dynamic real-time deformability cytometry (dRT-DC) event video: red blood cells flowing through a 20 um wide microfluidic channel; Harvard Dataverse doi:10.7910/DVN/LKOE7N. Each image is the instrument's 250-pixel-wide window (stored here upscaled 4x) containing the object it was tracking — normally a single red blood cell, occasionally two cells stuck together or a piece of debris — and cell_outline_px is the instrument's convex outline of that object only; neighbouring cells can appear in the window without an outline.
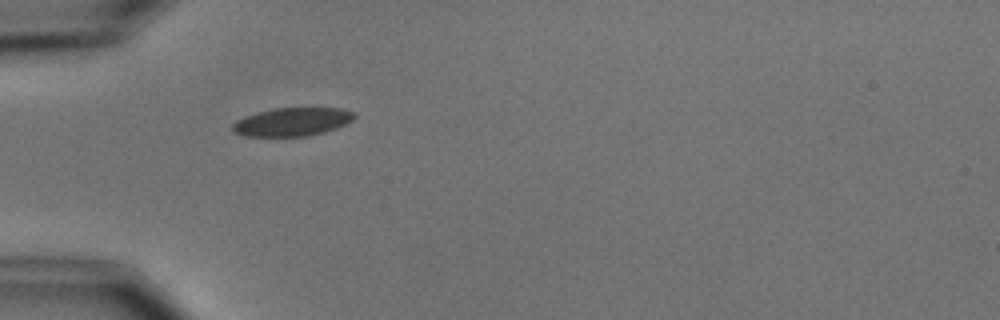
{"species": "common noctule bat (a hibernating species)", "species_latin": "Nyctalus noctula", "temperature_condition": "cold", "stored_images_in_passage": 3, "camera_frame_rate_fps": 3000, "um_per_image_px": 0.085, "animal": {"sex": "male", "body_mass_g": 15.6}, "frame": {"image": 1, "passage_image": 2, "time_ms": 1.333, "image_size_px": [1000, 320], "cell_outline_px": [[356, 116], [352, 120], [336, 128], [324, 132], [308, 136], [244, 136], [232, 132], [232, 124], [236, 120], [244, 116], [256, 112], [276, 108], [344, 108], [356, 112]], "centroid_in_image_um": [24.83, 10.35], "position_along_channel_um": 60.2, "area_um2": 20.29}}